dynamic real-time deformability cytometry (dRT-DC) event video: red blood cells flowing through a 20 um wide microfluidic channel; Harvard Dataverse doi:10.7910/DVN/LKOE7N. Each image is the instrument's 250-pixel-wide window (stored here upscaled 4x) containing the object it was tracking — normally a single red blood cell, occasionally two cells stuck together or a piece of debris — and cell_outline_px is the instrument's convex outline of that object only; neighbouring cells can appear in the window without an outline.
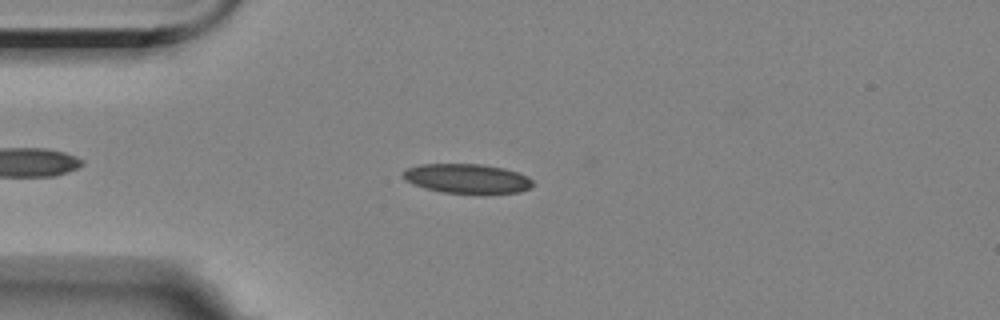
{"species": "Egyptian fruit bat (a non-hibernating species)", "species_latin": "Rousettus aegyptiacus", "temperature_condition": "room temperature", "stored_images_in_passage": 5, "camera_frame_rate_fps": 3000, "um_per_image_px": 0.085, "animal": {"sex": "female"}, "frame": {"image": 1, "passage_image": 2, "time_ms": 1.333, "image_size_px": [1000, 320], "cell_outline_px": [[536, 184], [520, 192], [440, 192], [424, 188], [412, 184], [404, 180], [400, 176], [408, 168], [420, 164], [484, 164], [504, 168], [528, 176]], "centroid_in_image_um": [39.67, 15.16], "position_along_channel_um": 45.3, "area_um2": 22.08}}
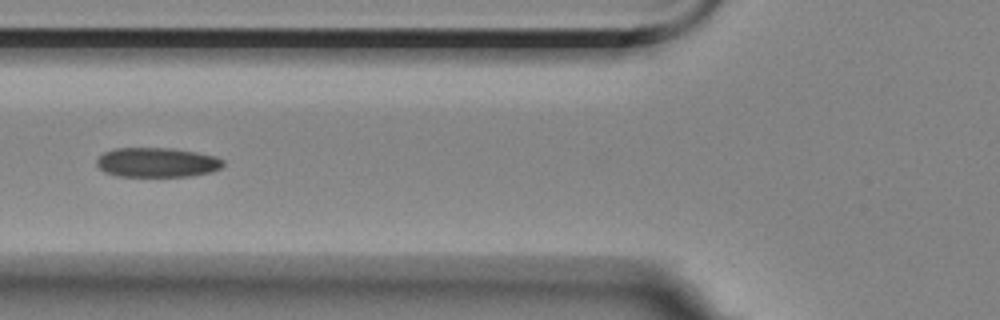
{"frame": {"image": 2, "passage_image": 4, "time_ms": 3.667, "image_size_px": [1000, 320], "cell_outline_px": [[224, 164], [220, 168], [208, 172], [192, 176], [116, 176], [104, 172], [96, 164], [96, 160], [104, 152], [116, 148], [172, 148], [196, 152], [216, 156], [224, 160]], "centroid_in_image_um": [13.34, 13.8], "position_along_channel_um": 112.5, "area_um2": 21.79}}
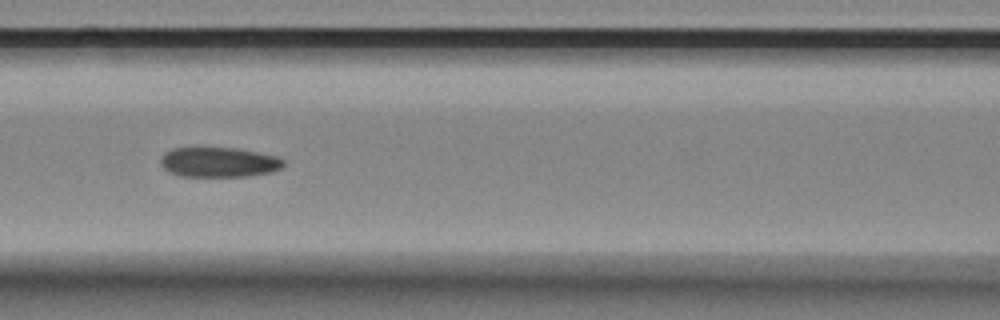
{"frame": {"image": 3, "passage_image": 5, "time_ms": 4.667, "image_size_px": [1000, 320], "cell_outline_px": [[284, 164], [280, 168], [272, 172], [248, 176], [180, 176], [164, 168], [160, 164], [160, 160], [164, 152], [172, 148], [236, 148], [276, 156], [284, 160]], "centroid_in_image_um": [18.59, 13.78], "position_along_channel_um": 148.0, "area_um2": 21.27}}